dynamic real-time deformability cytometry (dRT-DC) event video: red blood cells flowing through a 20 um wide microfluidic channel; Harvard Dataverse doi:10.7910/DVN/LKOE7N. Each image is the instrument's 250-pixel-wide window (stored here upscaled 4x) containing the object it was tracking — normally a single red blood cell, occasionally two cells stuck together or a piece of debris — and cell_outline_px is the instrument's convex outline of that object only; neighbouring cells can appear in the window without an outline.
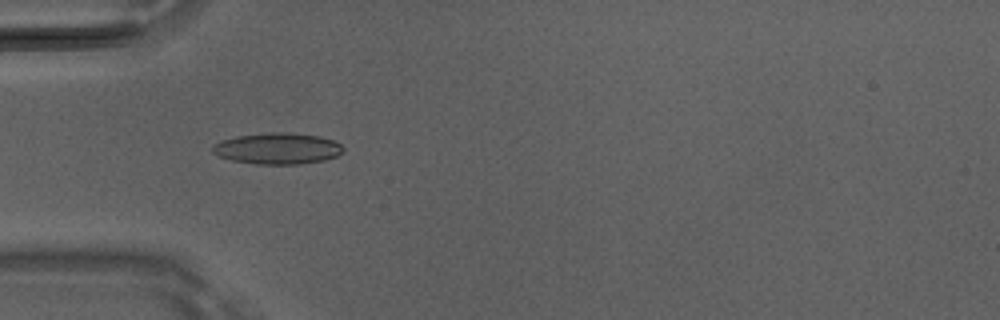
{"species": "Egyptian fruit bat (a non-hibernating species)", "species_latin": "Rousettus aegyptiacus", "temperature_condition": "room temperature", "stored_images_in_passage": 50, "camera_frame_rate_fps": 3000, "um_per_image_px": 0.085, "animal": {"sex": "male"}, "frame": {"image": 1, "passage_image": 16, "time_ms": 5.0, "image_size_px": [1000, 320], "cell_outline_px": [[344, 152], [336, 156], [324, 160], [300, 164], [256, 164], [232, 160], [220, 156], [212, 152], [212, 144], [220, 140], [236, 136], [268, 132], [284, 132], [320, 136], [332, 140], [340, 144], [344, 148]], "centroid_in_image_um": [23.58, 12.62], "position_along_channel_um": 61.4, "area_um2": 23.87}}
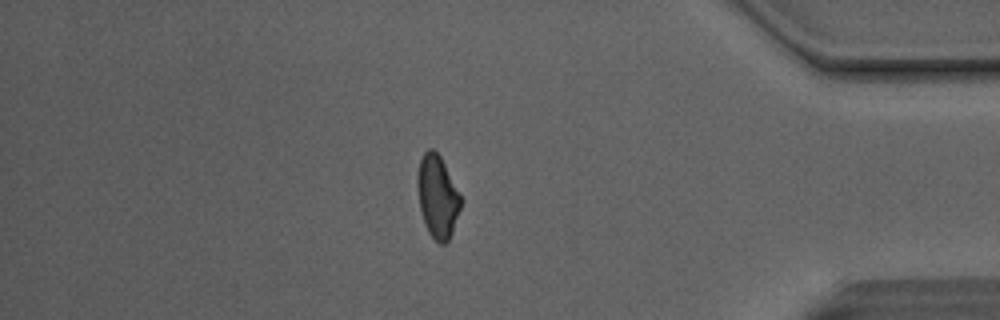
{"frame": {"image": 2, "passage_image": 43, "time_ms": 14.0, "image_size_px": [1000, 320], "cell_outline_px": [[460, 208], [452, 232], [448, 240], [444, 244], [440, 244], [428, 232], [424, 224], [420, 208], [416, 184], [416, 176], [420, 160], [424, 152], [428, 148], [432, 148], [440, 156], [460, 196]], "centroid_in_image_um": [37.14, 16.7], "position_along_channel_um": 398.1, "area_um2": 20.52}}
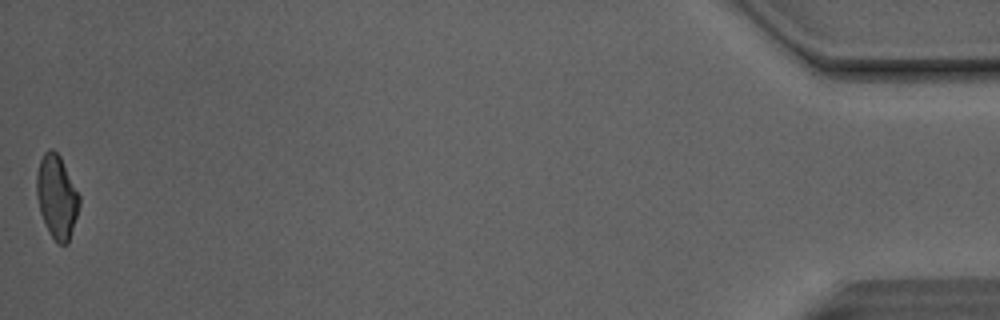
{"frame": {"image": 3, "passage_image": 50, "time_ms": 16.333, "image_size_px": [1000, 320], "cell_outline_px": [[80, 204], [68, 244], [60, 244], [48, 232], [40, 212], [36, 196], [36, 176], [40, 160], [44, 152], [48, 148], [52, 148], [60, 156], [80, 196]], "centroid_in_image_um": [4.81, 16.71], "position_along_channel_um": 430.4, "area_um2": 20.69}, "authors_computed_cell_mechanics": {"area_um2": 21.5594, "velocity_mm_per_s": 4.1454, "shape_relaxation_time_tau1_ms": 7.7551, "shape_relaxation_time_tau2_ms": 1.896, "deformation_change_tau1": 0.204, "deformation_change_tau2": 0.0855}}